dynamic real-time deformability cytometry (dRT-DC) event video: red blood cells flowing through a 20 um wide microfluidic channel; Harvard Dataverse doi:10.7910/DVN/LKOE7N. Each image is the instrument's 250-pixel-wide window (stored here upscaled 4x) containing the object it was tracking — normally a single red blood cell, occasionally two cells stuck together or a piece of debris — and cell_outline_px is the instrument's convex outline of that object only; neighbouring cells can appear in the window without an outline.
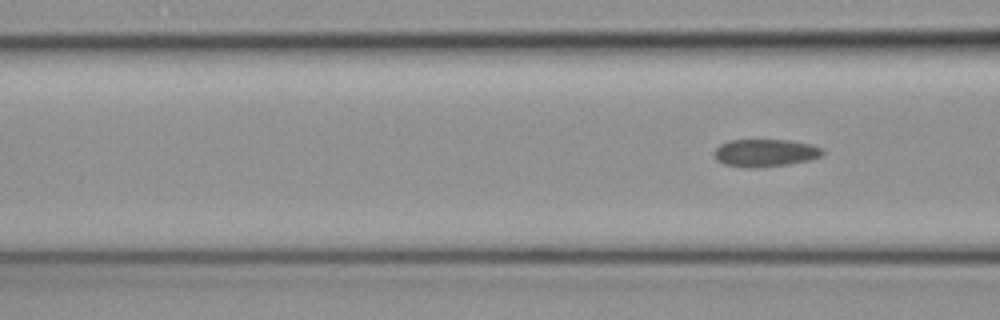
{"species": "common noctule bat (a hibernating species)", "species_latin": "Nyctalus noctula", "temperature_condition": "cold", "stored_images_in_passage": 3, "camera_frame_rate_fps": 3000, "um_per_image_px": 0.085, "animal": {"sex": "female", "body_mass_g": 19.3, "forearm_length_mm": 54.1}, "frame": {"image": 1, "passage_image": 3, "time_ms": 0.667, "image_size_px": [1000, 320], "cell_outline_px": [[824, 152], [820, 156], [808, 160], [788, 164], [756, 168], [748, 168], [724, 164], [716, 160], [716, 148], [720, 144], [728, 140], [788, 140], [808, 144], [820, 148]], "centroid_in_image_um": [65.0, 13.0], "position_along_channel_um": 101.6, "area_um2": 17.17}}